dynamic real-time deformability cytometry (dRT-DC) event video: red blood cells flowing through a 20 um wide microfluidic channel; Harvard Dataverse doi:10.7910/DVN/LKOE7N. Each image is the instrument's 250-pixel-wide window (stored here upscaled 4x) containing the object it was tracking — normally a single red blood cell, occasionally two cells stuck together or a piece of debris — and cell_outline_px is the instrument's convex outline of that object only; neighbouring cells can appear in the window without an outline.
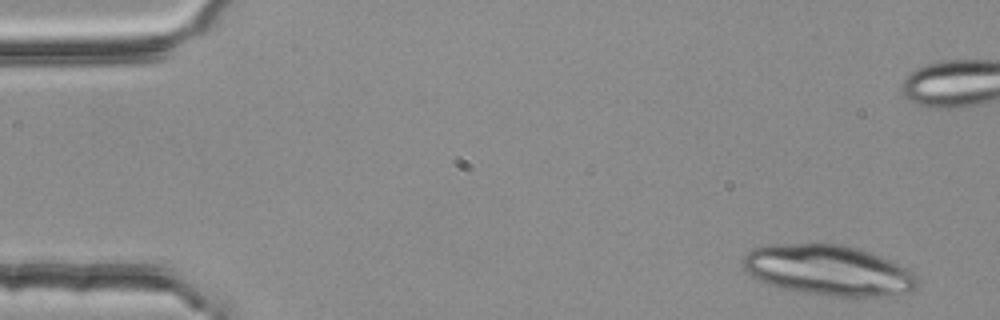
{"species": "common noctule bat (a hibernating species)", "species_latin": "Nyctalus noctula", "temperature_condition": "room temperature", "stored_images_in_passage": 3, "camera_frame_rate_fps": 3000, "um_per_image_px": 0.085, "animal": {"sex": "female", "body_mass_g": 25.1}, "frame": {"image": 1, "passage_image": 3, "time_ms": 0.667, "image_size_px": [1000, 320], "cell_outline_px": [[920, 288], [912, 292], [888, 296], [832, 296], [804, 292], [784, 288], [768, 284], [752, 276], [744, 268], [744, 256], [752, 248], [768, 244], [844, 244], [860, 248], [872, 252], [900, 264], [908, 268], [920, 280]], "centroid_in_image_um": [70.51, 22.97], "position_along_channel_um": 14.5, "area_um2": 51.62}}